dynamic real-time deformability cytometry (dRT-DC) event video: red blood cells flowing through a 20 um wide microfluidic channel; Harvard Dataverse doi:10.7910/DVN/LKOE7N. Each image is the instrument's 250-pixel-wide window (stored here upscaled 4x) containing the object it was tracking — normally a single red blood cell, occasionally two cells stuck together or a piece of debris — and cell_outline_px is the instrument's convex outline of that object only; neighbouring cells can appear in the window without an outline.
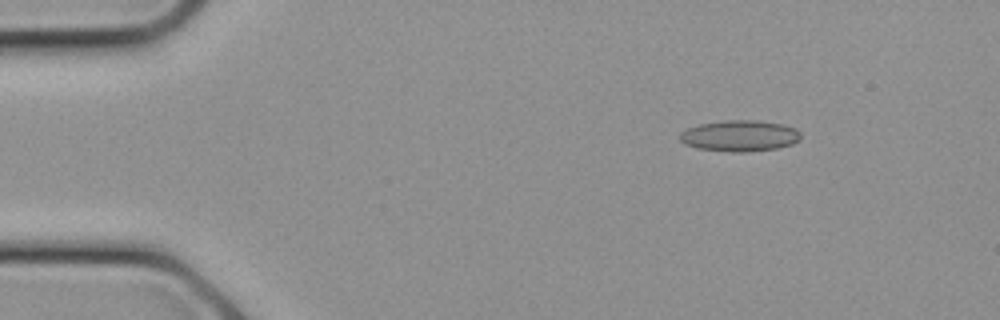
{"species": "common noctule bat (a hibernating species)", "species_latin": "Nyctalus noctula", "temperature_condition": "cold", "stored_images_in_passage": 16, "camera_frame_rate_fps": 3000, "um_per_image_px": 0.085, "animal": {"sex": "female", "body_mass_g": 21.9}, "frame": {"image": 1, "passage_image": 2, "time_ms": 0.333, "image_size_px": [1000, 320], "cell_outline_px": [[796, 140], [788, 144], [772, 148], [704, 148], [692, 144], [684, 140], [692, 128], [708, 124], [776, 124], [792, 128], [796, 132]], "centroid_in_image_um": [62.99, 11.56], "position_along_channel_um": 22.0, "area_um2": 17.11}}
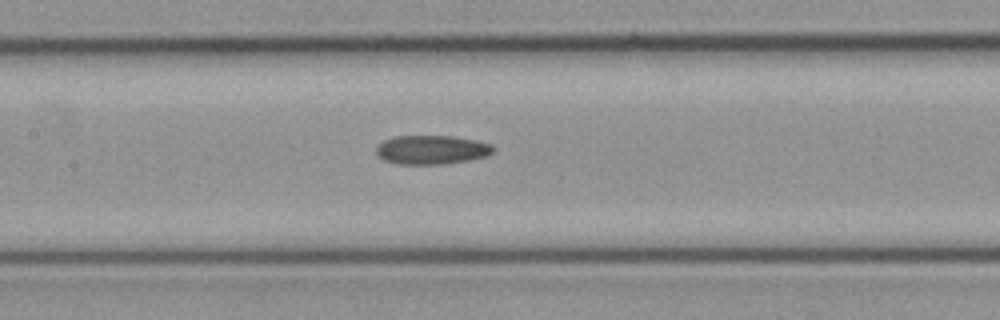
{"frame": {"image": 2, "passage_image": 10, "time_ms": 3.0, "image_size_px": [1000, 320], "cell_outline_px": [[492, 148], [488, 152], [480, 156], [460, 160], [392, 160], [384, 156], [380, 152], [380, 144], [388, 140], [404, 136], [440, 136], [464, 140], [484, 144]], "centroid_in_image_um": [36.68, 12.63], "position_along_channel_um": 170.7, "area_um2": 15.84}}
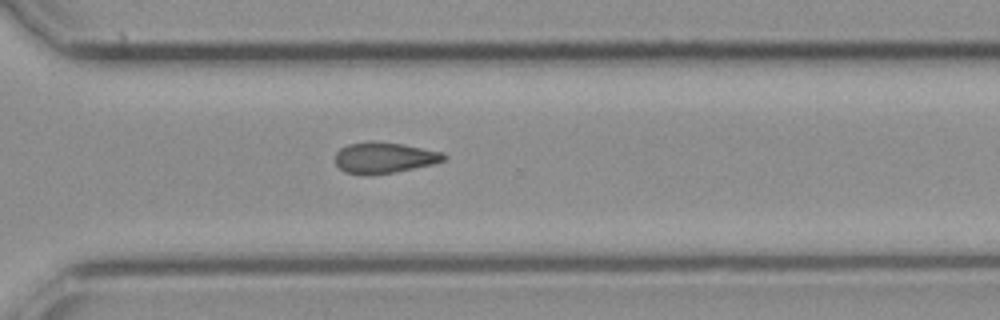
{"frame": {"image": 3, "passage_image": 16, "time_ms": 5.0, "image_size_px": [1000, 320], "cell_outline_px": [[444, 156], [440, 160], [428, 164], [388, 172], [348, 172], [340, 168], [336, 164], [336, 156], [344, 148], [352, 144], [396, 144], [436, 152]], "centroid_in_image_um": [32.58, 13.42], "position_along_channel_um": 338.0, "area_um2": 16.82}}